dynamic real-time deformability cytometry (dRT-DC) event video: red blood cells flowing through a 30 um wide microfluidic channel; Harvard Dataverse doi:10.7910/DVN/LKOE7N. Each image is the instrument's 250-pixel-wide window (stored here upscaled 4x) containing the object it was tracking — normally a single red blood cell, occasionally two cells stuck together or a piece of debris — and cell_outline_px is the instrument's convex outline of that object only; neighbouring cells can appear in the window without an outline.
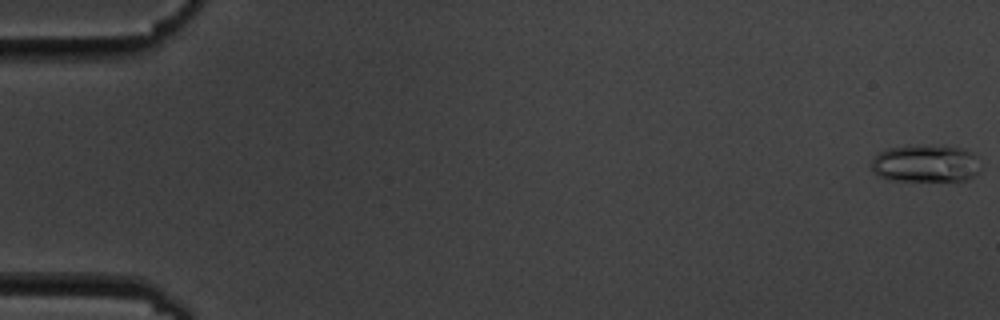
{"species": "common noctule bat (a hibernating species)", "species_latin": "Nyctalus noctula", "temperature_condition": "cold", "stored_images_in_passage": 6, "camera_frame_rate_fps": 3000, "um_per_image_px": 0.085, "animal": {"sex": "male", "body_mass_g": 19.5, "forearm_length_mm": 54.6}, "frame": {"image": 1, "passage_image": 1, "time_ms": 0.0, "image_size_px": [1000, 320], "cell_outline_px": [[976, 172], [972, 176], [964, 180], [888, 180], [872, 172], [872, 160], [880, 152], [888, 148], [940, 144], [944, 144], [960, 148], [972, 152], [976, 156]], "centroid_in_image_um": [78.63, 13.88], "position_along_channel_um": 6.4, "area_um2": 23.47}}